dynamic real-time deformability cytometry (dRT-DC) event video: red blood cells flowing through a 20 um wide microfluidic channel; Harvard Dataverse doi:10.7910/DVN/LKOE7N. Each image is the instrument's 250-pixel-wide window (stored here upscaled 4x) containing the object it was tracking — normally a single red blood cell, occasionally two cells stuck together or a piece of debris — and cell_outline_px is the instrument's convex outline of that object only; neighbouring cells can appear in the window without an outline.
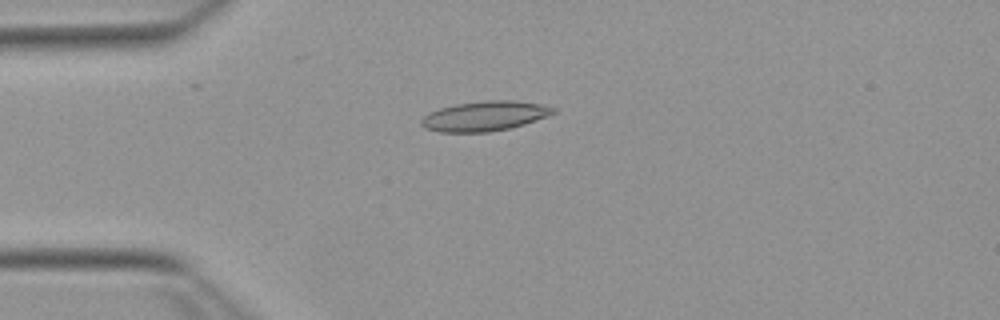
{"species": "Egyptian fruit bat (a non-hibernating species)", "species_latin": "Rousettus aegyptiacus", "temperature_condition": "warm", "stored_images_in_passage": 52, "camera_frame_rate_fps": 3000, "um_per_image_px": 0.085, "animal": {"sex": "female"}, "frame": {"image": 1, "passage_image": 13, "time_ms": 4.0, "image_size_px": [1000, 320], "cell_outline_px": [[556, 112], [548, 116], [512, 128], [488, 132], [440, 132], [424, 128], [420, 124], [420, 120], [428, 112], [440, 108], [456, 104], [484, 100], [516, 100], [540, 104], [556, 108]], "centroid_in_image_um": [41.19, 9.86], "position_along_channel_um": 43.8, "area_um2": 23.12}}
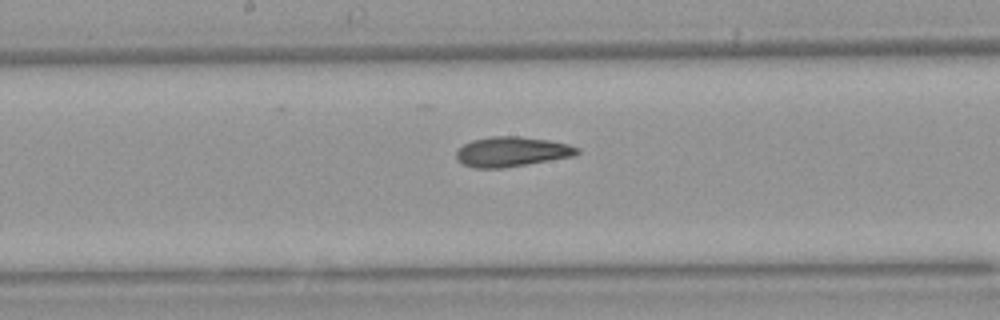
{"frame": {"image": 2, "passage_image": 27, "time_ms": 8.667, "image_size_px": [1000, 320], "cell_outline_px": [[580, 152], [576, 156], [504, 168], [472, 168], [456, 160], [456, 152], [464, 144], [472, 140], [488, 136], [520, 136], [548, 140], [568, 144], [580, 148]], "centroid_in_image_um": [43.51, 12.9], "position_along_channel_um": 204.7, "area_um2": 21.27}}
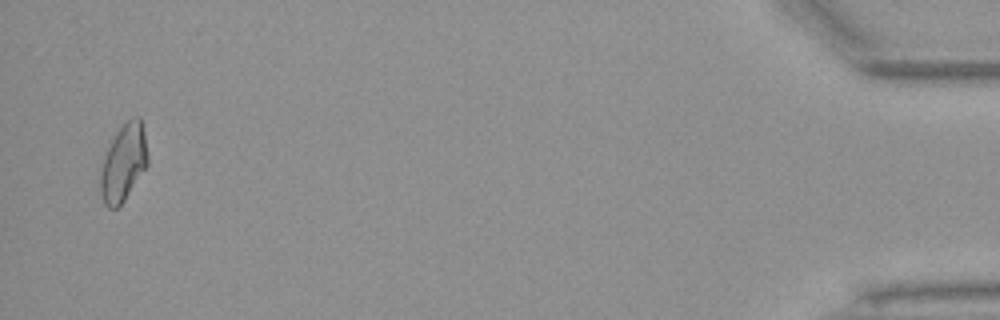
{"frame": {"image": 3, "passage_image": 51, "time_ms": 16.667, "image_size_px": [1000, 320], "cell_outline_px": [[148, 164], [124, 200], [116, 208], [108, 208], [104, 204], [100, 192], [100, 172], [108, 148], [116, 132], [132, 116], [140, 116], [144, 132], [148, 156]], "centroid_in_image_um": [10.5, 13.83], "position_along_channel_um": 424.7, "area_um2": 20.92}, "authors_computed_cell_mechanics": {"area_um2": 21.1548, "velocity_mm_per_s": 3.8666, "shape_relaxation_time_tau1_ms": null, "shape_relaxation_time_tau2_ms": 3.1081, "deformation_change_tau1": null, "deformation_change_tau2": 0.0933}}